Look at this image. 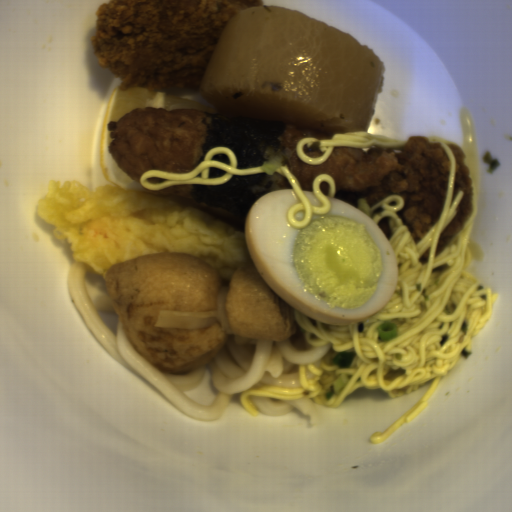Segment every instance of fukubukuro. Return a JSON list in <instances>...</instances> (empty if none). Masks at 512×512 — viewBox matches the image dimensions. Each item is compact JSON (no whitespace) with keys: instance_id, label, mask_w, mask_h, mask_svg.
<instances>
[{"instance_id":"1","label":"fukubukuro","mask_w":512,"mask_h":512,"mask_svg":"<svg viewBox=\"0 0 512 512\" xmlns=\"http://www.w3.org/2000/svg\"><path fill=\"white\" fill-rule=\"evenodd\" d=\"M103 281L132 349L168 375L204 370L232 342L304 330L256 266L227 280L198 256L150 254L107 266Z\"/></svg>"}]
</instances>
